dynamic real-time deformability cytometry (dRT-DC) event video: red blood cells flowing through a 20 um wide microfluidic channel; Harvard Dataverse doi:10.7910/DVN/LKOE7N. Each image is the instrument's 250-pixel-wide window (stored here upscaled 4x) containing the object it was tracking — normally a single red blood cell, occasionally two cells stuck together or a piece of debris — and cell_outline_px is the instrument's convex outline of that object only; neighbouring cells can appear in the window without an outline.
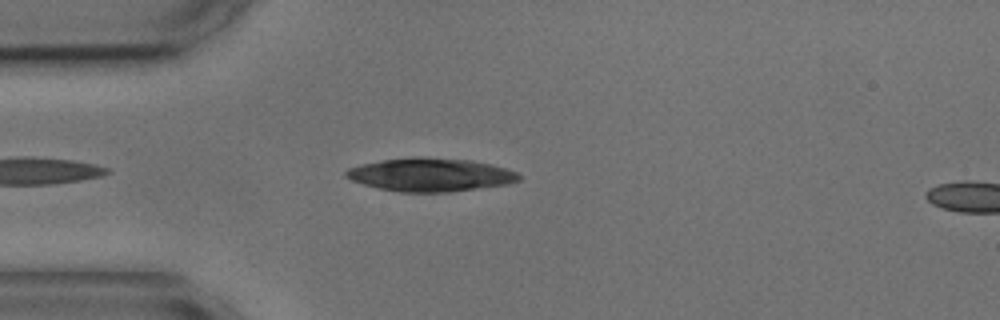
{"species": "common noctule bat (a hibernating species)", "species_latin": "Nyctalus noctula", "temperature_condition": "cold", "stored_images_in_passage": 10, "camera_frame_rate_fps": 3000, "um_per_image_px": 0.085, "animal": {"sex": "male", "body_mass_g": 17.9, "forearm_length_mm": 54.2}, "frame": {"image": 1, "passage_image": 4, "time_ms": 1.0, "image_size_px": [1000, 320], "cell_outline_px": [[520, 180], [508, 184], [448, 192], [400, 192], [380, 188], [364, 184], [352, 180], [344, 176], [344, 172], [348, 168], [360, 164], [380, 160], [416, 156], [420, 156], [472, 160], [492, 164], [516, 172], [520, 176]], "centroid_in_image_um": [36.57, 14.84], "position_along_channel_um": 48.4, "area_um2": 33.64}}